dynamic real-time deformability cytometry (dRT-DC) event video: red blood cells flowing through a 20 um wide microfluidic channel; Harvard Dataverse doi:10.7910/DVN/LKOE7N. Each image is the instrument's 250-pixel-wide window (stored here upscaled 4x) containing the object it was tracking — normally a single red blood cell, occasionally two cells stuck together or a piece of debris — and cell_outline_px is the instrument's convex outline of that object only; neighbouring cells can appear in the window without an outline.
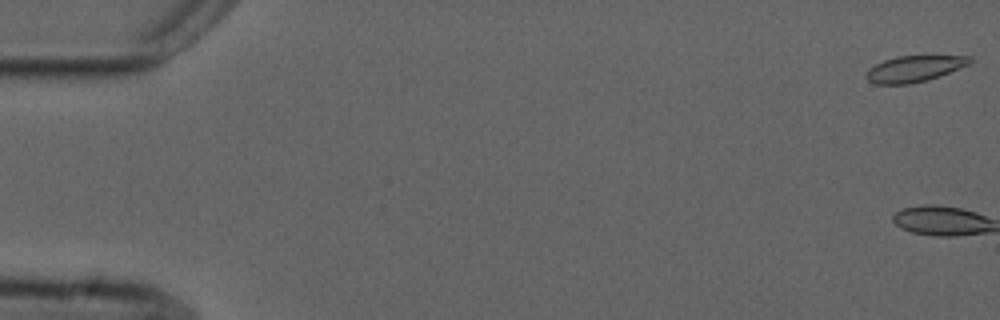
{"species": "common noctule bat (a hibernating species)", "species_latin": "Nyctalus noctula", "temperature_condition": "cold", "stored_images_in_passage": 2, "camera_frame_rate_fps": 3000, "um_per_image_px": 0.085, "animal": {"sex": "male", "forearm_length_mm": 52.5}, "frame": {"image": 1, "passage_image": 1, "time_ms": 0.0, "image_size_px": [1000, 320], "cell_outline_px": [[972, 60], [968, 64], [940, 76], [928, 80], [908, 84], [876, 84], [868, 80], [868, 68], [884, 60], [896, 56], [972, 56]], "centroid_in_image_um": [77.72, 5.84], "position_along_channel_um": 7.3, "area_um2": 15.55}}